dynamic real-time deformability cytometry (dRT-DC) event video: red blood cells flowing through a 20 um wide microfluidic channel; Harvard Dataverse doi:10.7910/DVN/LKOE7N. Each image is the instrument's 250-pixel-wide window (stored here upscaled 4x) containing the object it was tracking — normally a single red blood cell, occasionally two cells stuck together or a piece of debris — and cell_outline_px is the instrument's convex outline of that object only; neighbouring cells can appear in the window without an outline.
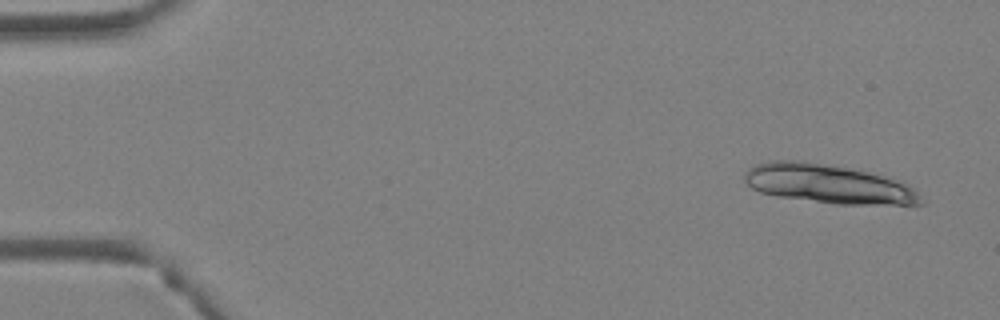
{"species": "Egyptian fruit bat (a non-hibernating species)", "species_latin": "Rousettus aegyptiacus", "temperature_condition": "warm", "stored_images_in_passage": 4, "camera_frame_rate_fps": 3000, "um_per_image_px": 0.085, "animal": {"sex": "female"}, "frame": {"image": 1, "passage_image": 1, "time_ms": 0.0, "image_size_px": [1000, 320], "cell_outline_px": [[924, 204], [836, 204], [776, 196], [760, 192], [752, 188], [744, 180], [744, 176], [748, 168], [756, 164], [772, 160], [792, 160], [860, 168], [900, 180], [908, 184], [920, 196]], "centroid_in_image_um": [70.42, 15.61], "position_along_channel_um": 14.6, "area_um2": 40.4}}